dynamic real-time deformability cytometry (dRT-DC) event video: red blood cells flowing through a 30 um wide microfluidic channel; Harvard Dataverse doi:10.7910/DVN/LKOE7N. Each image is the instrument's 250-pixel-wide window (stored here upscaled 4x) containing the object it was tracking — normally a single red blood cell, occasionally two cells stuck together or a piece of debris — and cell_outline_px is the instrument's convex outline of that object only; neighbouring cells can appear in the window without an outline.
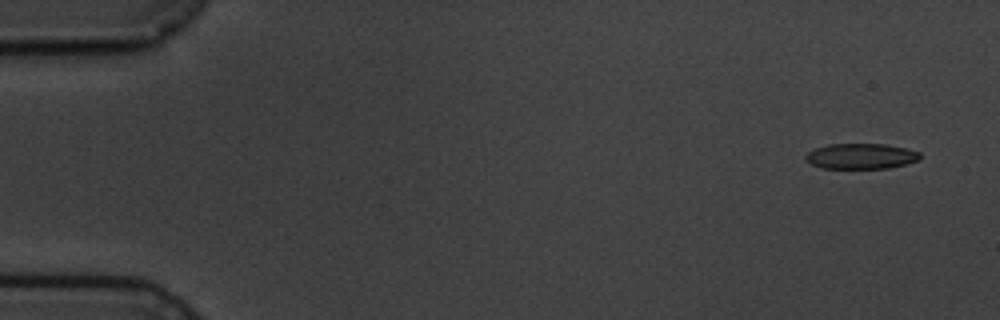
{"species": "common noctule bat (a hibernating species)", "species_latin": "Nyctalus noctula", "temperature_condition": "cold", "stored_images_in_passage": 12, "camera_frame_rate_fps": 3000, "um_per_image_px": 0.085, "animal": {"sex": "male", "body_mass_g": 19.5, "forearm_length_mm": 54.6}, "frame": {"image": 1, "passage_image": 1, "time_ms": 0.0, "image_size_px": [1000, 320], "cell_outline_px": [[920, 156], [916, 160], [908, 164], [888, 168], [820, 168], [812, 164], [804, 156], [808, 152], [816, 148], [828, 144], [888, 144], [908, 148], [920, 152]], "centroid_in_image_um": [73.21, 13.27], "position_along_channel_um": 11.8, "area_um2": 16.99}}
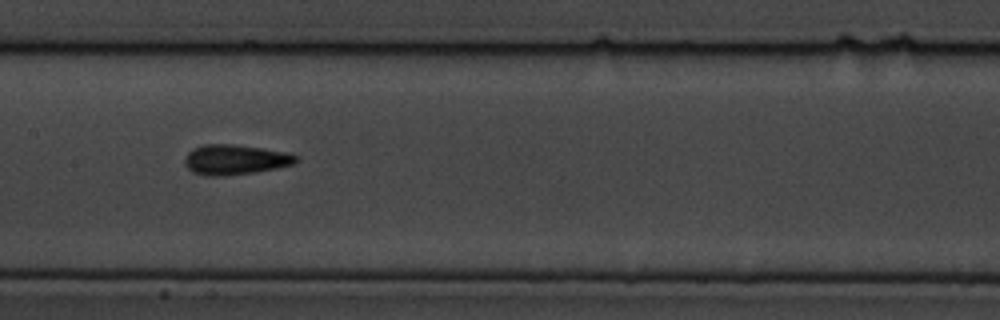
{"frame": {"image": 2, "passage_image": 7, "time_ms": 8.333, "image_size_px": [1000, 320], "cell_outline_px": [[300, 160], [292, 164], [276, 168], [256, 172], [224, 176], [204, 176], [192, 172], [184, 164], [184, 160], [188, 152], [192, 148], [204, 144], [232, 144], [260, 148], [284, 152], [296, 156]], "centroid_in_image_um": [19.93, 13.58], "position_along_channel_um": 187.5, "area_um2": 19.48}}
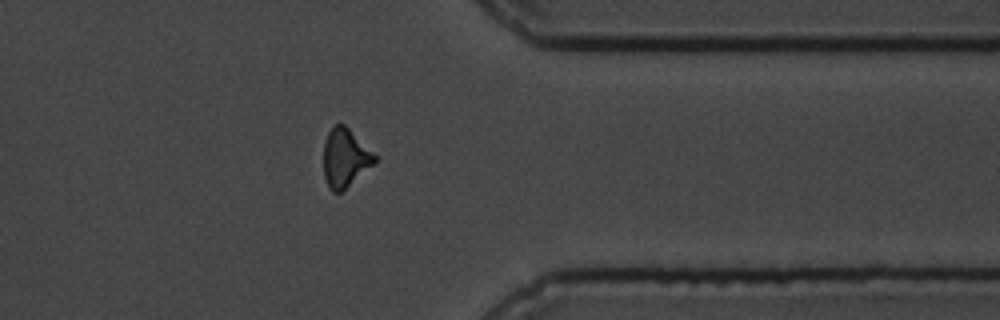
{"frame": {"image": 3, "passage_image": 12, "time_ms": 14.0, "image_size_px": [1000, 320], "cell_outline_px": [[380, 156], [376, 164], [340, 192], [332, 192], [328, 188], [324, 176], [324, 144], [328, 132], [332, 124], [344, 124]], "centroid_in_image_um": [29.39, 13.41], "position_along_channel_um": 382.0, "area_um2": 17.92}, "authors_computed_cell_mechanics": {"area_um2": 18.0625, "velocity_mm_per_s": 3.5989, "shape_relaxation_time_tau1_ms": 5.2285, "shape_relaxation_time_tau2_ms": 3.0254, "deformation_change_tau1": 0.1152, "deformation_change_tau2": 0.0877}}